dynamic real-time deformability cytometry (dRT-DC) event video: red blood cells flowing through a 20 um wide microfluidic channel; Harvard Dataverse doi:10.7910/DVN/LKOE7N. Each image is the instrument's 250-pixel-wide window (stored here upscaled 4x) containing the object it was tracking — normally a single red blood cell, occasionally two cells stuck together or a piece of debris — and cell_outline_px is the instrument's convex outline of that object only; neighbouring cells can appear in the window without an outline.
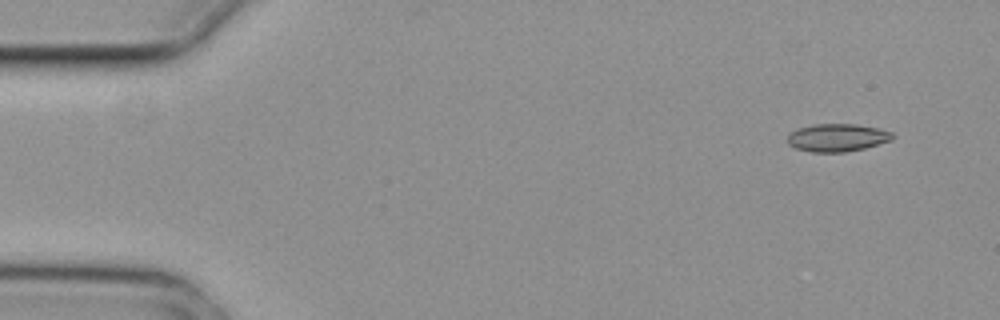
{"species": "common noctule bat (a hibernating species)", "species_latin": "Nyctalus noctula", "temperature_condition": "cold", "stored_images_in_passage": 5, "segment_of_instrument_passage": [1, 2], "camera_frame_rate_fps": 3000, "um_per_image_px": 0.085, "animal": {"sex": "female", "body_mass_g": 29.2, "forearm_length_mm": 56.3}, "frame": {"image": 1, "passage_image": 1, "time_ms": 0.0, "image_size_px": [1000, 320], "cell_outline_px": [[896, 136], [892, 140], [864, 148], [844, 152], [812, 152], [796, 148], [788, 144], [788, 136], [792, 132], [800, 128], [816, 124], [856, 124], [876, 128], [892, 132]], "centroid_in_image_um": [71.2, 11.7], "position_along_channel_um": 13.8, "area_um2": 16.82}}
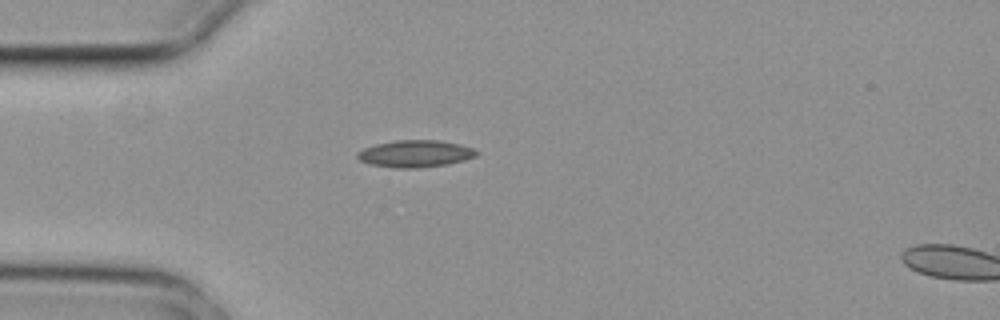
{"frame": {"image": 2, "passage_image": 4, "time_ms": 1.0, "image_size_px": [1000, 320], "cell_outline_px": [[476, 156], [464, 160], [448, 164], [416, 168], [392, 168], [368, 164], [360, 160], [356, 156], [356, 152], [364, 148], [376, 144], [396, 140], [440, 140], [460, 144], [472, 148], [476, 152]], "centroid_in_image_um": [35.25, 13.07], "position_along_channel_um": 49.7, "area_um2": 18.79}}